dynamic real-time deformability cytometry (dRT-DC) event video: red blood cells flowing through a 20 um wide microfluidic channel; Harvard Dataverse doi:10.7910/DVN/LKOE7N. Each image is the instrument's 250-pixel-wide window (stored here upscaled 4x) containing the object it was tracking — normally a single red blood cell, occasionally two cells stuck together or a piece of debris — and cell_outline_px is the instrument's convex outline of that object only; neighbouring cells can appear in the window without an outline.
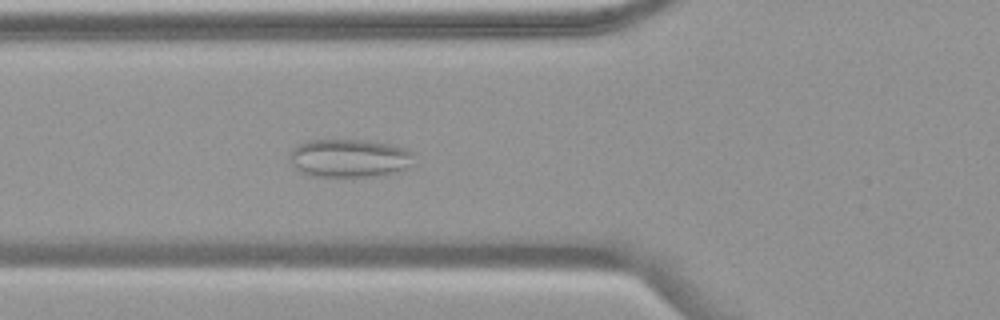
{"species": "common noctule bat (a hibernating species)", "species_latin": "Nyctalus noctula", "temperature_condition": "warm", "stored_images_in_passage": 55, "camera_frame_rate_fps": 3000, "um_per_image_px": 0.085, "animal": {"sex": "female", "body_mass_g": 19.9}, "frame": {"image": 1, "passage_image": 21, "time_ms": 6.667, "image_size_px": [1000, 320], "cell_outline_px": [[416, 152], [404, 168], [400, 172], [376, 176], [312, 176], [300, 172], [288, 160], [288, 156], [292, 148], [296, 144], [308, 140], [368, 140], [388, 144], [404, 148]], "centroid_in_image_um": [29.63, 13.43], "position_along_channel_um": 96.2, "area_um2": 27.8}}
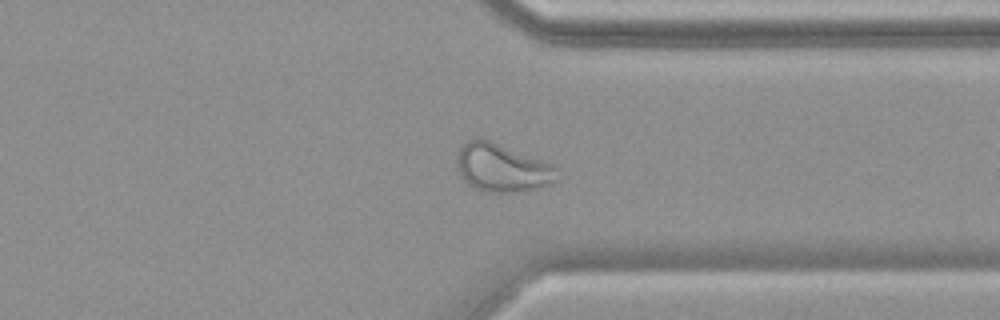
{"frame": {"image": 2, "passage_image": 43, "time_ms": 14.0, "image_size_px": [1000, 320], "cell_outline_px": [[556, 168], [552, 180], [548, 184], [536, 188], [520, 192], [488, 192], [476, 188], [468, 184], [464, 180], [456, 168], [456, 156], [460, 148], [468, 140], [480, 136], [492, 140], [556, 164]], "centroid_in_image_um": [42.63, 14.21], "position_along_channel_um": 368.8, "area_um2": 28.38}}
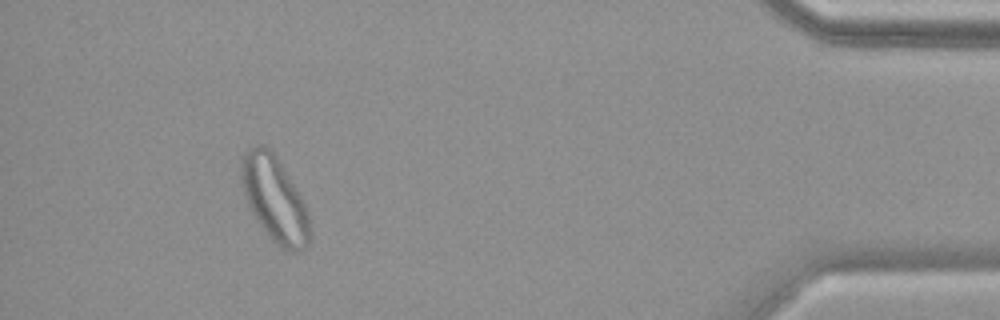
{"frame": {"image": 3, "passage_image": 51, "time_ms": 16.667, "image_size_px": [1000, 320], "cell_outline_px": [[312, 236], [308, 244], [300, 252], [288, 252], [280, 248], [272, 240], [260, 224], [252, 212], [248, 204], [240, 180], [240, 168], [244, 152], [248, 148], [256, 144], [264, 144], [272, 148], [276, 152], [296, 188], [308, 212]], "centroid_in_image_um": [23.35, 16.89], "position_along_channel_um": 411.8, "area_um2": 34.62}}